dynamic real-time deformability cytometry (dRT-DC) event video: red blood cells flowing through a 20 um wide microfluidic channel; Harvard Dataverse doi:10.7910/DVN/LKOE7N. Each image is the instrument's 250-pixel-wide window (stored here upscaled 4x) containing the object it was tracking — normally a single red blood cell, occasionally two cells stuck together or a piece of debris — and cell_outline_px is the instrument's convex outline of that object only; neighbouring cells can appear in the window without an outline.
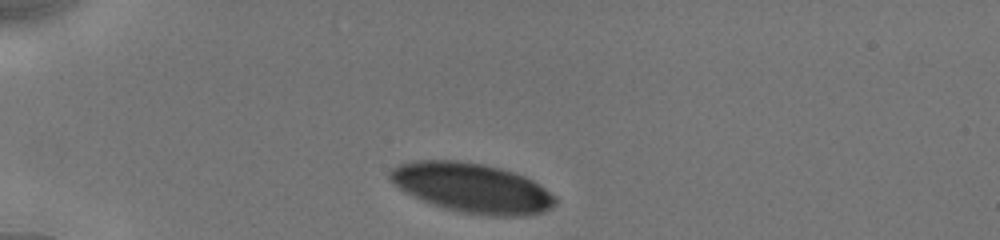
{"species": "human", "species_latin": "Homo sapiens", "temperature_condition": "cold", "stored_images_in_passage": 16, "camera_frame_rate_fps": 3000, "um_per_image_px": 0.085, "donor": {"sex": "male"}, "frame": {"image": 1, "passage_image": 1, "time_ms": 0.0, "image_size_px": [1000, 240], "cell_outline_px": [[556, 204], [552, 208], [544, 212], [524, 216], [488, 216], [460, 212], [444, 208], [432, 204], [400, 188], [388, 176], [388, 172], [392, 168], [400, 164], [412, 160], [456, 160], [484, 164], [500, 168], [524, 176], [532, 180], [556, 196]], "centroid_in_image_um": [40.16, 15.97], "position_along_channel_um": 44.8, "area_um2": 47.63}}
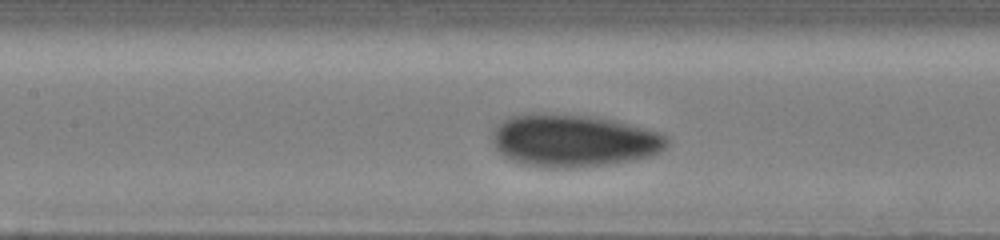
{"frame": {"image": 2, "passage_image": 10, "time_ms": 4.0, "image_size_px": [1000, 240], "cell_outline_px": [[668, 144], [660, 152], [648, 156], [612, 164], [572, 168], [548, 168], [524, 164], [512, 160], [504, 156], [492, 144], [492, 136], [496, 128], [508, 116], [600, 116], [616, 120], [660, 132], [668, 136]], "centroid_in_image_um": [48.82, 11.99], "position_along_channel_um": 158.6, "area_um2": 52.66}}
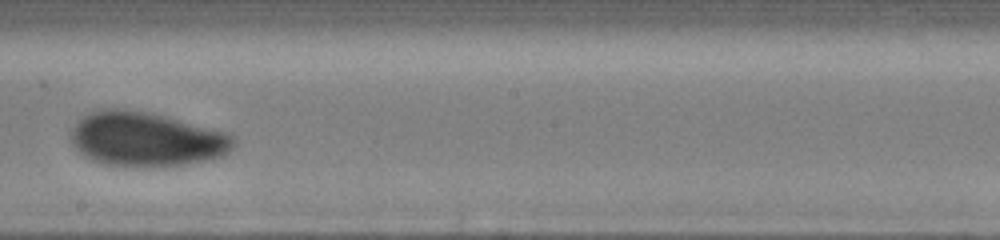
{"frame": {"image": 3, "passage_image": 14, "time_ms": 6.0, "image_size_px": [1000, 240], "cell_outline_px": [[236, 144], [224, 156], [212, 160], [164, 168], [140, 168], [104, 164], [92, 160], [84, 156], [72, 144], [68, 132], [84, 116], [100, 108], [124, 108], [152, 112], [228, 132], [236, 140]], "centroid_in_image_um": [12.46, 11.85], "position_along_channel_um": 235.7, "area_um2": 52.94}}